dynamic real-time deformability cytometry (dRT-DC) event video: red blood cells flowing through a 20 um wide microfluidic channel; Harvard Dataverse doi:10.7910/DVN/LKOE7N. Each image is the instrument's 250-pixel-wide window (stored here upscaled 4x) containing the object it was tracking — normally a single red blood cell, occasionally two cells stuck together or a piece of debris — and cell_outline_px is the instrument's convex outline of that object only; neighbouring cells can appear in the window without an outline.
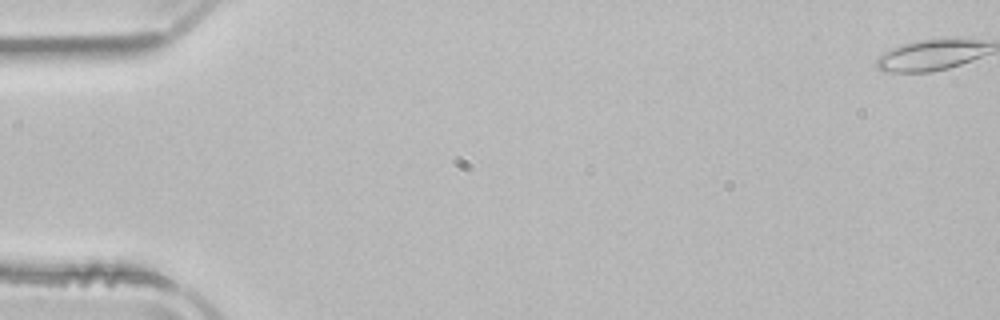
{"species": "common noctule bat (a hibernating species)", "species_latin": "Nyctalus noctula", "temperature_condition": "room temperature", "stored_images_in_passage": 53, "camera_frame_rate_fps": 3000, "um_per_image_px": 0.085, "animal": {"sex": "male", "body_mass_g": 21.5, "forearm_length_mm": 52.0}, "frame": {"image": 1, "passage_image": 1, "time_ms": 0.0, "image_size_px": [1000, 320], "cell_outline_px": [[984, 44], [976, 56], [968, 60], [944, 68], [920, 68], [892, 52], [900, 48], [916, 44], [944, 40], [952, 40]], "centroid_in_image_um": [79.83, 4.53], "position_along_channel_um": 5.2, "area_um2": 12.54}}
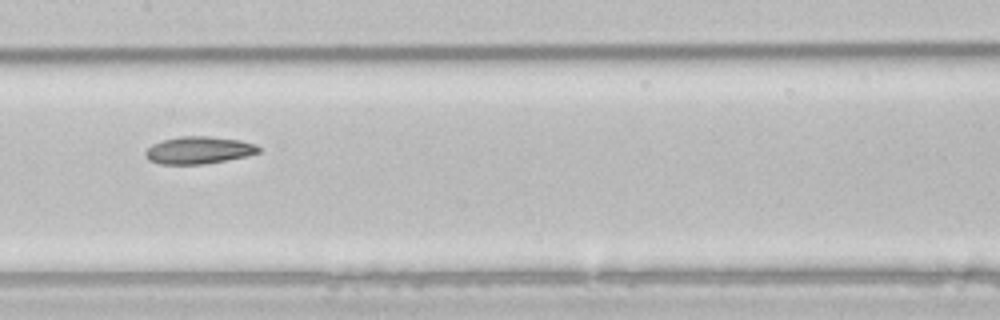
{"frame": {"image": 2, "passage_image": 27, "time_ms": 8.667, "image_size_px": [1000, 320], "cell_outline_px": [[260, 148], [256, 152], [240, 156], [220, 160], [196, 164], [168, 164], [152, 160], [148, 156], [148, 152], [156, 144], [168, 140], [232, 140], [252, 144]], "centroid_in_image_um": [16.9, 12.84], "position_along_channel_um": 190.5, "area_um2": 14.97}}
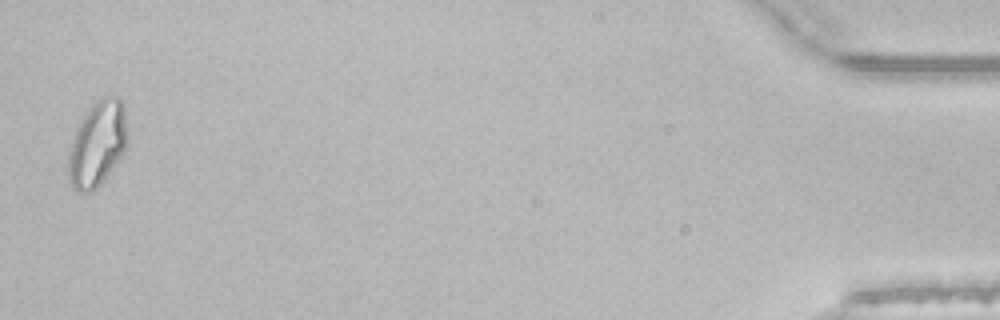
{"frame": {"image": 3, "passage_image": 52, "time_ms": 17.0, "image_size_px": [1000, 320], "cell_outline_px": [[124, 144], [104, 172], [92, 184], [76, 184], [72, 176], [72, 156], [76, 140], [84, 124], [92, 112], [96, 108], [116, 104], [120, 104], [124, 132]], "centroid_in_image_um": [8.3, 12.24], "position_along_channel_um": 426.9, "area_um2": 21.1}}